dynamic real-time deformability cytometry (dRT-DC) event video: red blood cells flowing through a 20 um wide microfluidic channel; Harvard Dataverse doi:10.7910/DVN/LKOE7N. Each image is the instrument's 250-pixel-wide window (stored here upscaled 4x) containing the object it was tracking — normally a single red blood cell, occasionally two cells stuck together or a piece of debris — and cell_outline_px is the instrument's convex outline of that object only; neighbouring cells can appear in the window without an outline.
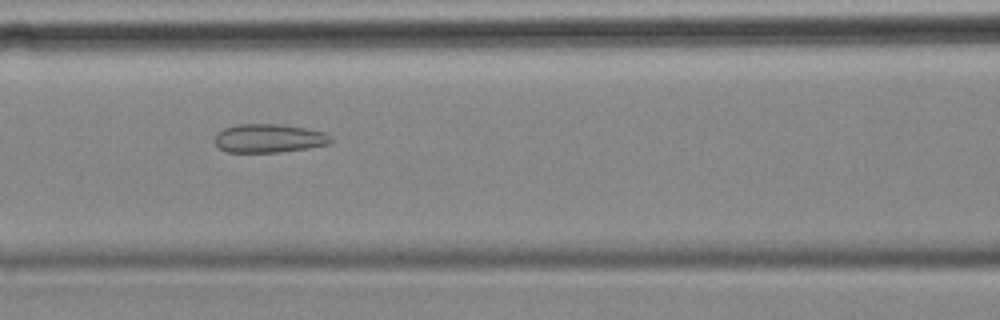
{"species": "common noctule bat (a hibernating species)", "species_latin": "Nyctalus noctula", "temperature_condition": "cold", "stored_images_in_passage": 43, "camera_frame_rate_fps": 3000, "um_per_image_px": 0.085, "animal": {"sex": "female", "body_mass_g": 18.4}, "frame": {"image": 1, "passage_image": 18, "time_ms": 5.667, "image_size_px": [1000, 320], "cell_outline_px": [[332, 140], [328, 144], [308, 148], [280, 152], [228, 152], [220, 148], [216, 144], [216, 132], [224, 128], [236, 124], [280, 124], [304, 128], [324, 132], [332, 136]], "centroid_in_image_um": [22.86, 11.75], "position_along_channel_um": 143.7, "area_um2": 19.31}}
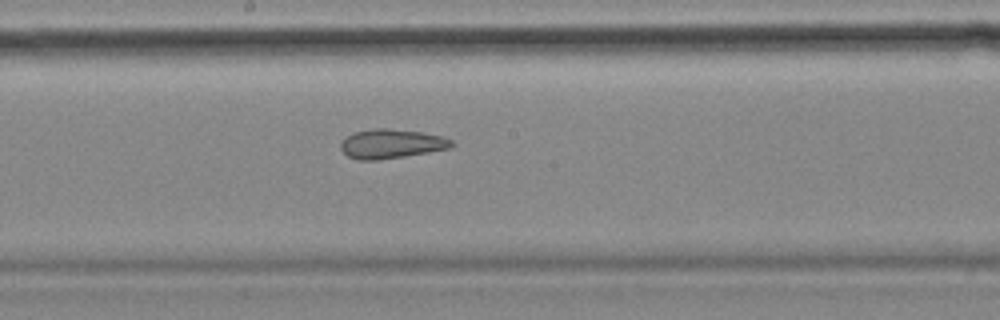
{"frame": {"image": 2, "passage_image": 24, "time_ms": 7.667, "image_size_px": [1000, 320], "cell_outline_px": [[456, 144], [452, 148], [404, 156], [376, 160], [360, 160], [348, 156], [340, 148], [340, 144], [348, 136], [356, 132], [372, 128], [388, 128], [424, 132], [444, 136], [452, 140]], "centroid_in_image_um": [33.33, 12.21], "position_along_channel_um": 214.9, "area_um2": 18.96}}
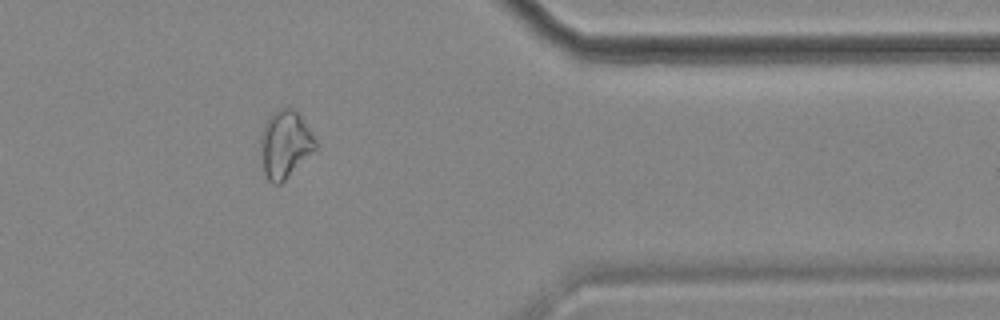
{"frame": {"image": 3, "passage_image": 40, "time_ms": 13.0, "image_size_px": [1000, 320], "cell_outline_px": [[316, 148], [280, 184], [272, 184], [268, 180], [264, 172], [260, 148], [260, 136], [264, 124], [268, 116], [272, 112], [280, 108], [292, 108], [300, 116], [316, 140]], "centroid_in_image_um": [24.19, 12.25], "position_along_channel_um": 387.2, "area_um2": 21.27}}